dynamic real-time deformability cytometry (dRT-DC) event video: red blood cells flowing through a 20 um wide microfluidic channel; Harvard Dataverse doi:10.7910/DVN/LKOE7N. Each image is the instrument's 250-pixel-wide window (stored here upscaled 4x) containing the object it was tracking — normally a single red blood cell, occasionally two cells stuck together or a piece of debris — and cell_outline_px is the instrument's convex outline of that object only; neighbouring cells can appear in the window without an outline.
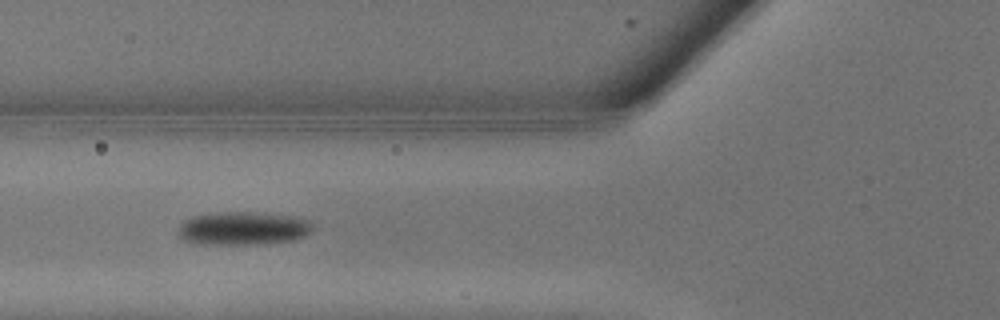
{"species": "common noctule bat (a hibernating species)", "species_latin": "Nyctalus noctula", "temperature_condition": "warm", "stored_images_in_passage": 13, "camera_frame_rate_fps": 3000, "um_per_image_px": 0.085, "animal": {"sex": "male", "body_mass_g": 13.3}, "frame": {"image": 1, "passage_image": 4, "time_ms": 1.0, "image_size_px": [1000, 320], "cell_outline_px": [[312, 232], [308, 236], [296, 240], [268, 244], [196, 244], [180, 240], [176, 232], [180, 224], [184, 220], [192, 216], [220, 212], [252, 212], [292, 216], [308, 220], [312, 224]], "centroid_in_image_um": [20.64, 19.43], "position_along_channel_um": 105.2, "area_um2": 26.7}}
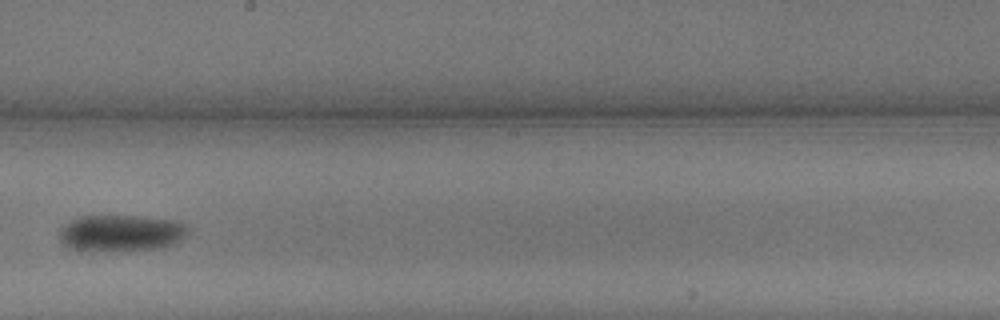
{"frame": {"image": 2, "passage_image": 9, "time_ms": 2.667, "image_size_px": [1000, 320], "cell_outline_px": [[188, 232], [176, 244], [156, 248], [108, 252], [68, 248], [60, 244], [60, 228], [64, 224], [80, 216], [140, 216], [176, 220], [188, 224]], "centroid_in_image_um": [10.29, 19.81], "position_along_channel_um": 237.9, "area_um2": 27.8}}
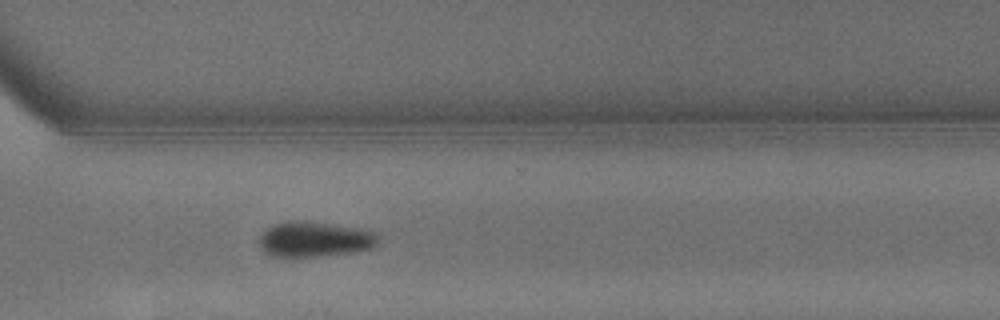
{"frame": {"image": 3, "passage_image": 13, "time_ms": 4.0, "image_size_px": [1000, 320], "cell_outline_px": [[380, 240], [372, 248], [356, 252], [316, 256], [268, 256], [260, 248], [260, 236], [264, 228], [272, 224], [284, 220], [312, 220], [364, 228], [376, 232], [380, 236]], "centroid_in_image_um": [26.76, 20.29], "position_along_channel_um": 343.8, "area_um2": 25.37}}